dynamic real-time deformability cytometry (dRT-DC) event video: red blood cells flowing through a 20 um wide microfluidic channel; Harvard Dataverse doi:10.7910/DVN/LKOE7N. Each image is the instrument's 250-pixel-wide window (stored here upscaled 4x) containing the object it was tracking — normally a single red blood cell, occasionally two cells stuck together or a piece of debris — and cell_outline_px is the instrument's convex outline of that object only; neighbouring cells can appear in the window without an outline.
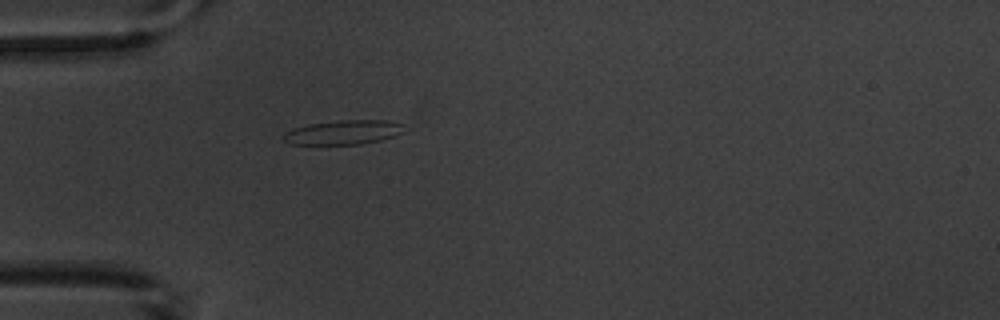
{"species": "common noctule bat (a hibernating species)", "species_latin": "Nyctalus noctula", "temperature_condition": "warm", "stored_images_in_passage": 1, "camera_frame_rate_fps": 3000, "um_per_image_px": 0.085, "animal": {"sex": "male", "body_mass_g": 20.1, "forearm_length_mm": 53.5}, "frame": {"image": 1, "passage_image": 1, "time_ms": 0.0, "image_size_px": [1000, 320], "cell_outline_px": [[404, 132], [380, 140], [360, 144], [288, 144], [284, 140], [284, 132], [292, 128], [308, 124], [340, 120], [388, 120], [404, 124]], "centroid_in_image_um": [29.18, 11.24], "position_along_channel_um": 55.8, "area_um2": 17.11}}